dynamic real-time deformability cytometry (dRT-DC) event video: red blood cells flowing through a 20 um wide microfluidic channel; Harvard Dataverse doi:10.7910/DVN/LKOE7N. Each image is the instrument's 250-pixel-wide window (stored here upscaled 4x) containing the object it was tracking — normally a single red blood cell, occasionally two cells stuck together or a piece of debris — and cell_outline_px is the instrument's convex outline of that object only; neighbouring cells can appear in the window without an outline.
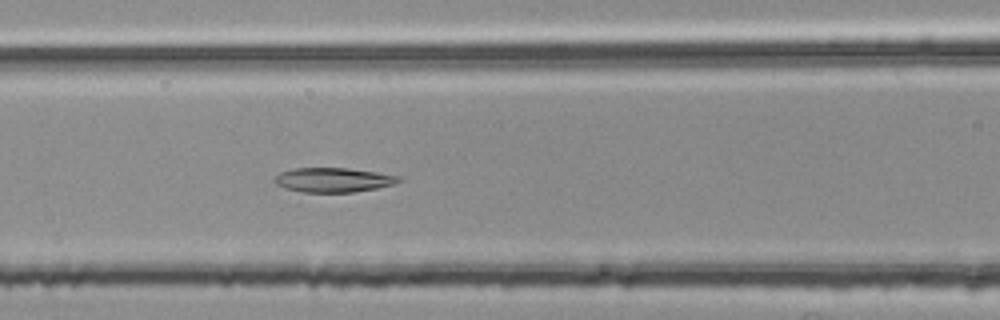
{"species": "common noctule bat (a hibernating species)", "species_latin": "Nyctalus noctula", "temperature_condition": "room temperature", "stored_images_in_passage": 53, "segment_of_instrument_passage": [2, 2], "camera_frame_rate_fps": 3000, "um_per_image_px": 0.085, "animal": {"sex": "female", "body_mass_g": 25.1}, "frame": {"image": 1, "passage_image": 23, "time_ms": 7.333, "image_size_px": [1000, 320], "cell_outline_px": [[400, 180], [392, 184], [376, 188], [352, 192], [300, 192], [284, 188], [276, 184], [272, 180], [280, 172], [292, 168], [348, 168], [376, 172], [400, 176]], "centroid_in_image_um": [28.26, 15.29], "position_along_channel_um": 138.3, "area_um2": 17.63}}
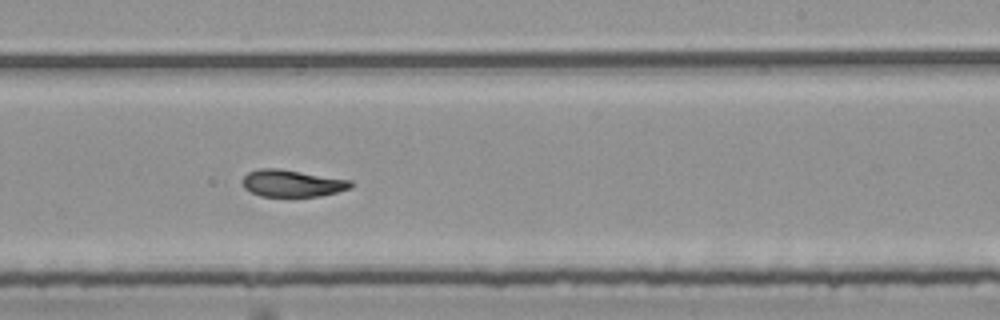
{"frame": {"image": 2, "passage_image": 33, "time_ms": 10.667, "image_size_px": [1000, 320], "cell_outline_px": [[352, 188], [320, 196], [260, 196], [244, 188], [240, 180], [248, 172], [260, 168], [280, 168], [352, 180]], "centroid_in_image_um": [24.82, 15.57], "position_along_channel_um": 264.2, "area_um2": 17.17}}
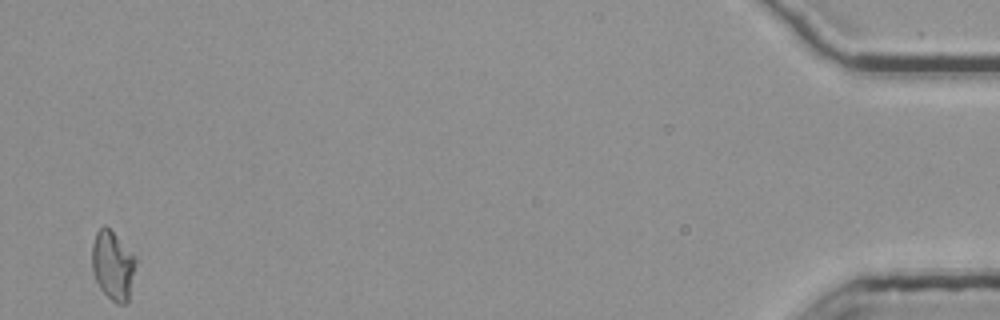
{"frame": {"image": 3, "passage_image": 53, "time_ms": 17.333, "image_size_px": [1000, 320], "cell_outline_px": [[136, 264], [128, 304], [116, 304], [100, 288], [92, 272], [92, 244], [96, 232], [104, 224], [136, 256]], "centroid_in_image_um": [9.6, 22.58], "position_along_channel_um": 425.6, "area_um2": 17.63}}